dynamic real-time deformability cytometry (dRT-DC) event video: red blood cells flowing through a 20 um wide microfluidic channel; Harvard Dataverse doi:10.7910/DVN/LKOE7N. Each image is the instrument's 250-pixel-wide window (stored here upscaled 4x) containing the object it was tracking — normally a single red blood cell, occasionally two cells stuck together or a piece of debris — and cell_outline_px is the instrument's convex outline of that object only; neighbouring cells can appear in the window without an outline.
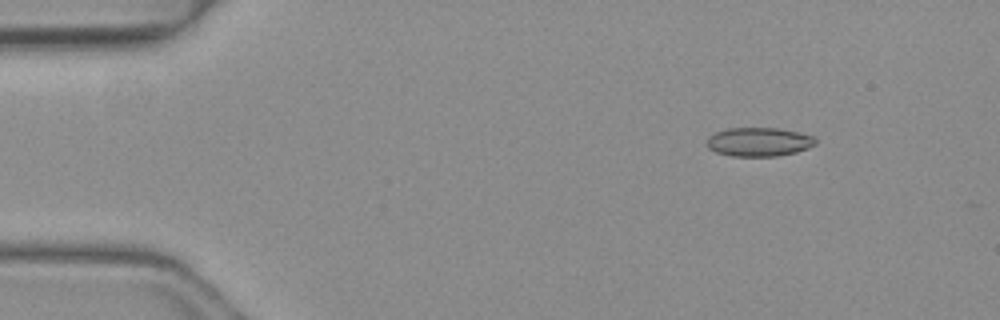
{"species": "common noctule bat (a hibernating species)", "species_latin": "Nyctalus noctula", "temperature_condition": "warm", "stored_images_in_passage": 44, "camera_frame_rate_fps": 3000, "um_per_image_px": 0.085, "animal": {"sex": "female", "body_mass_g": 19.3, "forearm_length_mm": 54.1}, "frame": {"image": 1, "passage_image": 1, "time_ms": 0.0, "image_size_px": [1000, 320], "cell_outline_px": [[816, 144], [808, 148], [796, 152], [776, 156], [732, 156], [716, 152], [708, 148], [704, 144], [708, 136], [716, 132], [728, 128], [780, 128], [816, 136]], "centroid_in_image_um": [64.5, 12.05], "position_along_channel_um": 20.5, "area_um2": 18.5}}
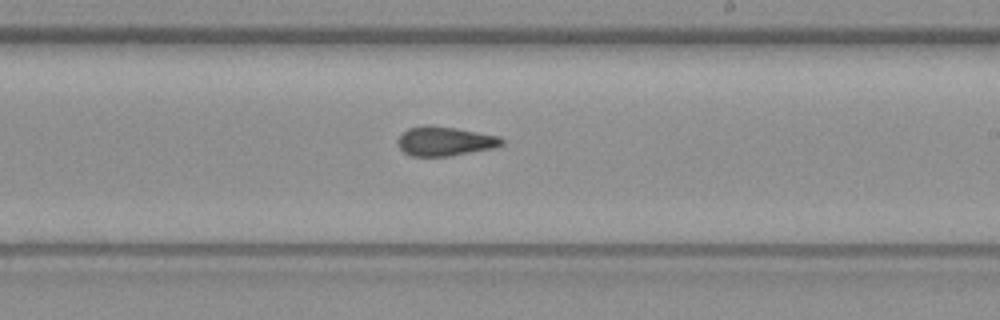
{"frame": {"image": 2, "passage_image": 24, "time_ms": 7.667, "image_size_px": [1000, 320], "cell_outline_px": [[504, 144], [492, 148], [448, 156], [412, 156], [404, 152], [400, 148], [396, 140], [408, 128], [456, 128], [500, 136], [504, 140]], "centroid_in_image_um": [37.85, 12.04], "position_along_channel_um": 251.1, "area_um2": 16.99}}
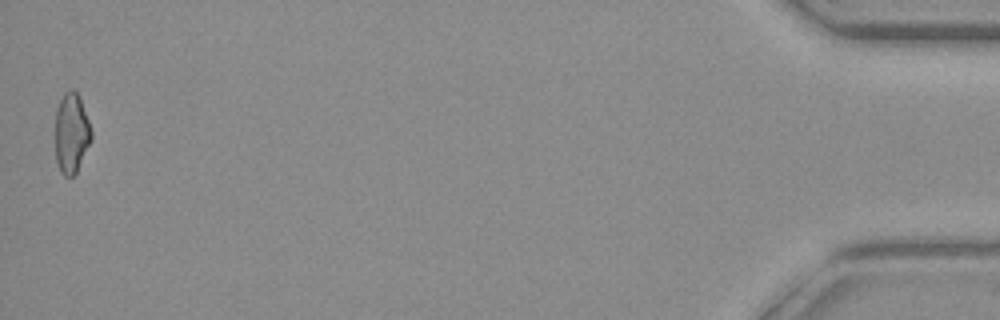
{"frame": {"image": 3, "passage_image": 44, "time_ms": 14.333, "image_size_px": [1000, 320], "cell_outline_px": [[92, 140], [76, 172], [72, 176], [64, 176], [60, 172], [56, 160], [56, 108], [64, 92], [72, 88], [80, 96], [92, 132]], "centroid_in_image_um": [6.08, 11.3], "position_along_channel_um": 429.1, "area_um2": 16.88}, "authors_computed_cell_mechanics": {"area_um2": 17.7446, "velocity_mm_per_s": 4.1606, "shape_relaxation_time_tau1_ms": null, "shape_relaxation_time_tau2_ms": 1.6281, "deformation_change_tau1": null, "deformation_change_tau2": 0.1013}}